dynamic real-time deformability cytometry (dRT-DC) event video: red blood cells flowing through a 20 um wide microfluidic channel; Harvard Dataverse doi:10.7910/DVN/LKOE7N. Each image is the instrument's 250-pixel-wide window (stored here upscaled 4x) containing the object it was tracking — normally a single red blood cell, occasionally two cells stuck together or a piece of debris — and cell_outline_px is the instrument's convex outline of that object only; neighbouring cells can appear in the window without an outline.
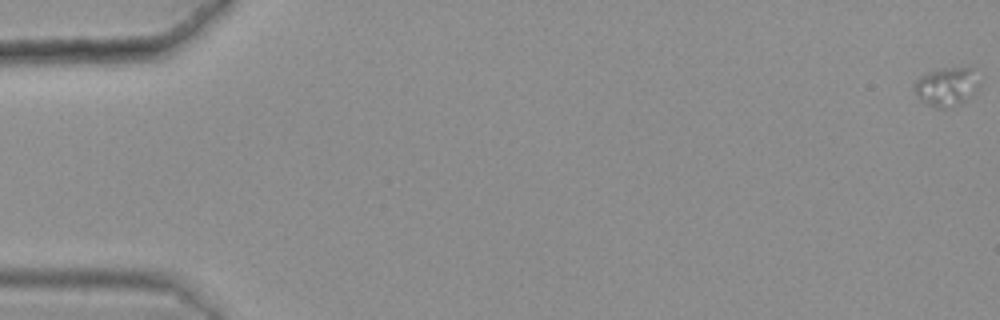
{"species": "common noctule bat (a hibernating species)", "species_latin": "Nyctalus noctula", "temperature_condition": "warm", "stored_images_in_passage": 53, "camera_frame_rate_fps": 3000, "um_per_image_px": 0.085, "animal": {"sex": "female", "body_mass_g": 25.1}, "frame": {"image": 1, "passage_image": 1, "time_ms": 0.0, "image_size_px": [1000, 320], "cell_outline_px": [[980, 84], [968, 100], [960, 104], [944, 108], [936, 108], [916, 96], [912, 84], [920, 76], [936, 68], [972, 68]], "centroid_in_image_um": [80.44, 7.36], "position_along_channel_um": 4.6, "area_um2": 14.68}}
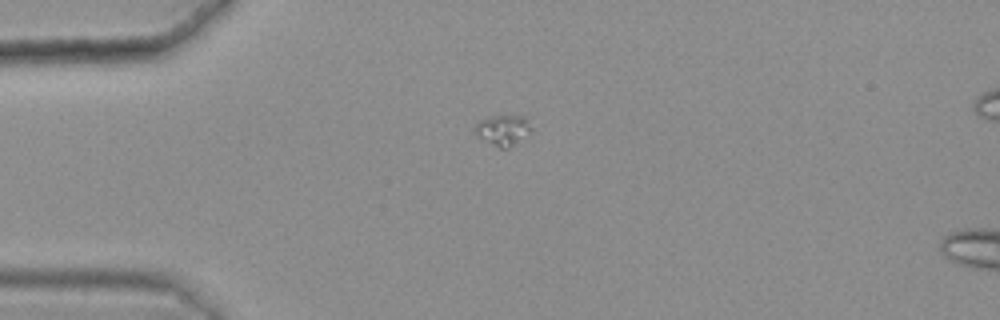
{"frame": {"image": 2, "passage_image": 16, "time_ms": 5.0, "image_size_px": [1000, 320], "cell_outline_px": [[532, 128], [528, 132], [508, 148], [500, 148], [476, 136], [472, 128], [484, 116], [528, 116]], "centroid_in_image_um": [42.7, 11.02], "position_along_channel_um": 42.3, "area_um2": 10.0}}